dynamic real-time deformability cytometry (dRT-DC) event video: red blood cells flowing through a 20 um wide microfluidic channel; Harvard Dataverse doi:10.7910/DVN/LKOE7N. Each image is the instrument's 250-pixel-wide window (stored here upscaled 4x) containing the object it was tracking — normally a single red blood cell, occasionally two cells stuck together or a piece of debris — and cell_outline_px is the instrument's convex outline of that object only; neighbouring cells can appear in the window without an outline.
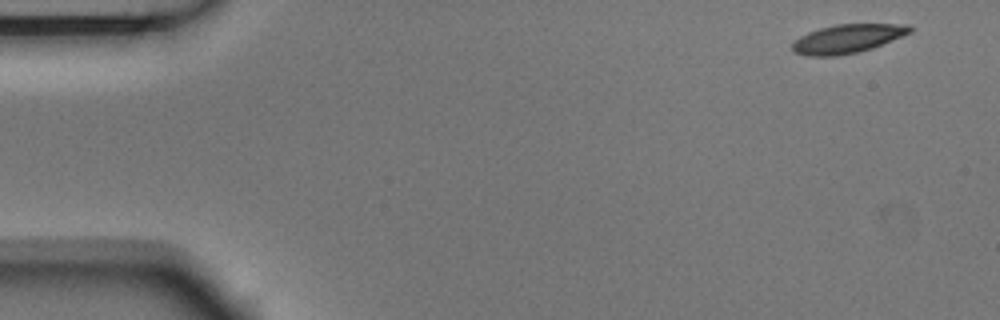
{"species": "Egyptian fruit bat (a non-hibernating species)", "species_latin": "Rousettus aegyptiacus", "temperature_condition": "room temperature", "stored_images_in_passage": 5, "camera_frame_rate_fps": 3000, "um_per_image_px": 0.085, "animal": {"sex": "male"}, "frame": {"image": 1, "passage_image": 1, "time_ms": 0.0, "image_size_px": [1000, 320], "cell_outline_px": [[912, 32], [872, 48], [856, 52], [836, 56], [808, 56], [792, 52], [792, 44], [800, 36], [808, 32], [820, 28], [836, 24], [908, 24], [912, 28]], "centroid_in_image_um": [72.02, 3.29], "position_along_channel_um": 13.0, "area_um2": 19.59}}
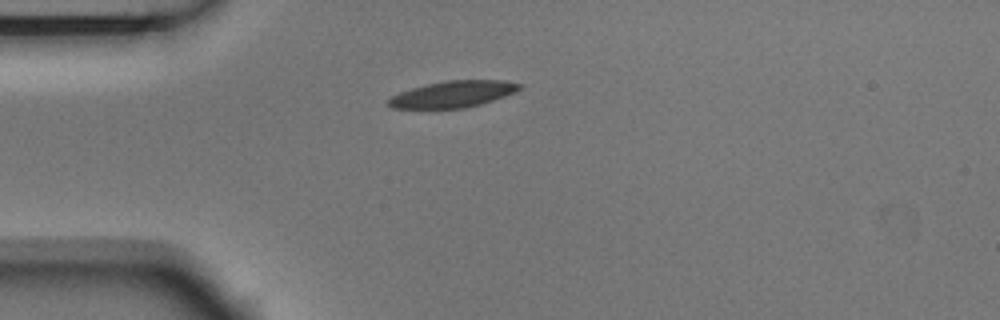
{"frame": {"image": 2, "passage_image": 4, "time_ms": 1.0, "image_size_px": [1000, 320], "cell_outline_px": [[524, 88], [516, 92], [480, 104], [464, 108], [392, 108], [388, 104], [388, 100], [392, 96], [400, 92], [412, 88], [444, 80], [504, 80], [524, 84]], "centroid_in_image_um": [38.57, 7.99], "position_along_channel_um": 46.4, "area_um2": 20.17}}